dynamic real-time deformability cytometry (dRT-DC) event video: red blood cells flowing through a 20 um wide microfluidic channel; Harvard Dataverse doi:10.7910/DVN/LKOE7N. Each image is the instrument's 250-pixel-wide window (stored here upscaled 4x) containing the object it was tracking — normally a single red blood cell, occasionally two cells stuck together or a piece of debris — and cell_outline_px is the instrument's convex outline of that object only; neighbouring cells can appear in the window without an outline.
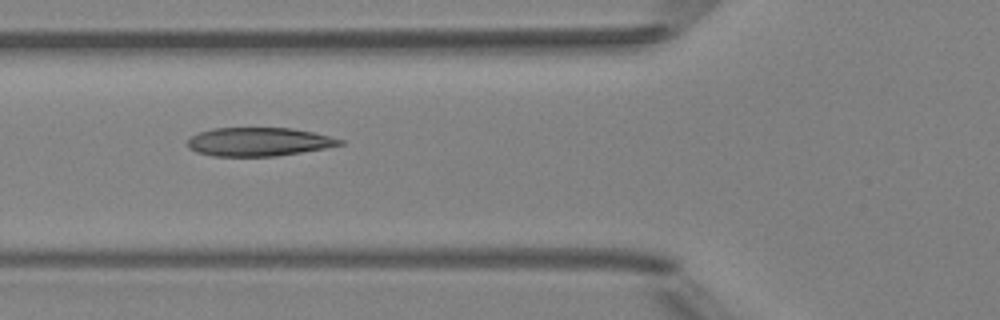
{"species": "Egyptian fruit bat (a non-hibernating species)", "species_latin": "Rousettus aegyptiacus", "temperature_condition": "room temperature", "stored_images_in_passage": 8, "camera_frame_rate_fps": 3000, "um_per_image_px": 0.085, "animal": {"sex": "female"}, "frame": {"image": 1, "passage_image": 6, "time_ms": 5.667, "image_size_px": [1000, 320], "cell_outline_px": [[344, 144], [324, 148], [276, 156], [212, 156], [196, 152], [188, 148], [188, 140], [192, 136], [200, 132], [212, 128], [292, 128], [312, 132], [344, 140]], "centroid_in_image_um": [21.97, 12.05], "position_along_channel_um": 103.8, "area_um2": 25.2}}
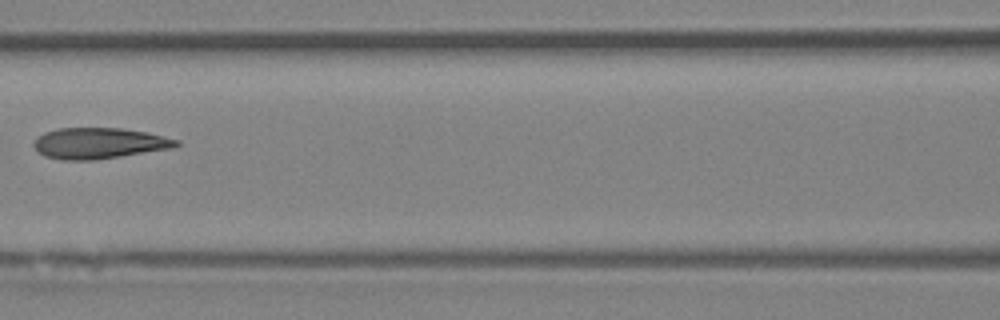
{"frame": {"image": 2, "passage_image": 7, "time_ms": 7.0, "image_size_px": [1000, 320], "cell_outline_px": [[180, 144], [172, 148], [120, 156], [92, 160], [60, 160], [44, 156], [32, 144], [44, 132], [56, 128], [124, 128], [148, 132], [180, 140]], "centroid_in_image_um": [8.44, 12.17], "position_along_channel_um": 158.2, "area_um2": 25.66}}
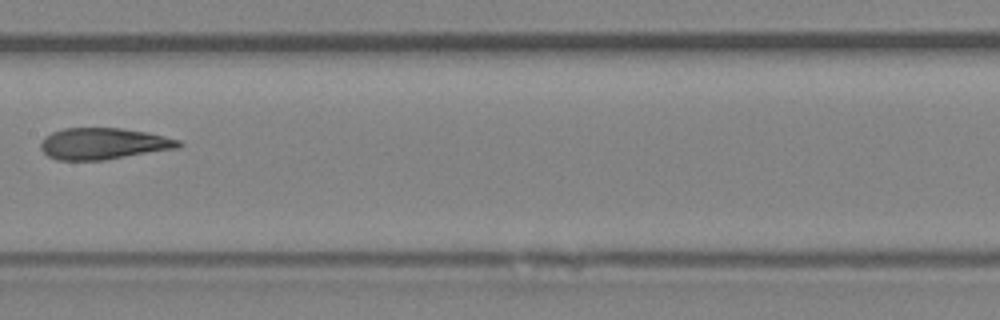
{"frame": {"image": 3, "passage_image": 8, "time_ms": 8.0, "image_size_px": [1000, 320], "cell_outline_px": [[184, 144], [180, 148], [104, 160], [56, 160], [48, 156], [40, 148], [40, 144], [44, 136], [52, 132], [64, 128], [120, 128], [148, 132], [180, 140]], "centroid_in_image_um": [8.81, 12.21], "position_along_channel_um": 198.6, "area_um2": 25.49}}